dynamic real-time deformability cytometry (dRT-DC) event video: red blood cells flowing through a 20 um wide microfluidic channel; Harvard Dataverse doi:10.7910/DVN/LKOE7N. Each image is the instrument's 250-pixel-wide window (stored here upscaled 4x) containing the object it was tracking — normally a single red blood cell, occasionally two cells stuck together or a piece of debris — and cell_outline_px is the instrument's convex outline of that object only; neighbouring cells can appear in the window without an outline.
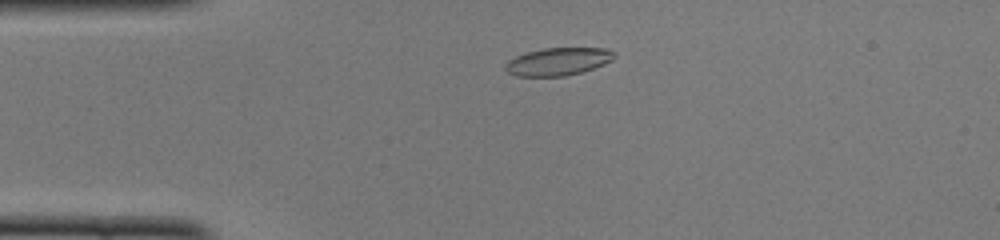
{"species": "common noctule bat (a hibernating species)", "species_latin": "Nyctalus noctula", "temperature_condition": "cold", "stored_images_in_passage": 45, "camera_frame_rate_fps": 3000, "um_per_image_px": 0.085, "animal": {"sex": "female", "body_mass_g": 22.0, "forearm_length_mm": 56.7}, "frame": {"image": 1, "passage_image": 6, "time_ms": 1.667, "image_size_px": [1000, 240], "cell_outline_px": [[616, 56], [612, 60], [604, 64], [580, 72], [564, 76], [516, 76], [508, 72], [504, 68], [508, 60], [516, 56], [528, 52], [544, 48], [604, 48], [612, 52]], "centroid_in_image_um": [47.41, 5.23], "position_along_channel_um": 37.6, "area_um2": 17.34}}
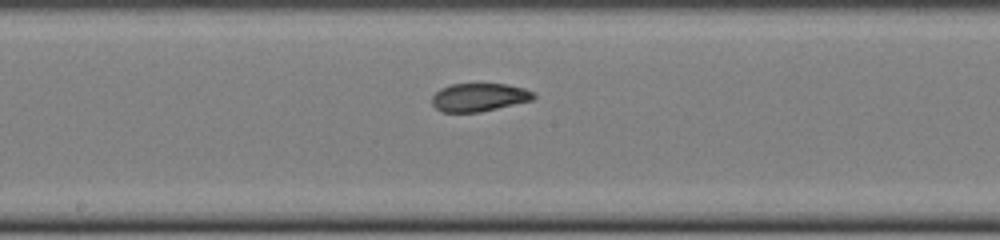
{"frame": {"image": 2, "passage_image": 21, "time_ms": 6.667, "image_size_px": [1000, 240], "cell_outline_px": [[536, 96], [532, 100], [480, 112], [444, 112], [436, 108], [432, 104], [432, 96], [440, 88], [452, 84], [508, 84], [524, 88], [536, 92]], "centroid_in_image_um": [40.74, 8.26], "position_along_channel_um": 207.5, "area_um2": 16.7}}
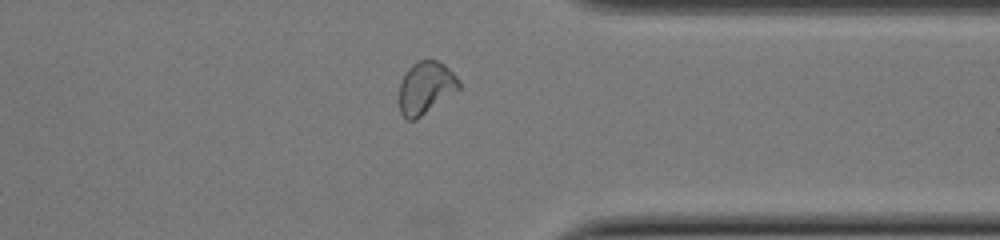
{"frame": {"image": 3, "passage_image": 34, "time_ms": 11.0, "image_size_px": [1000, 240], "cell_outline_px": [[460, 88], [416, 120], [408, 120], [400, 112], [400, 84], [408, 68], [412, 64], [420, 60], [436, 60], [444, 64], [460, 80]], "centroid_in_image_um": [36.19, 7.45], "position_along_channel_um": 375.2, "area_um2": 17.98}, "authors_computed_cell_mechanics": {"area_um2": 17.6868, "velocity_mm_per_s": 3.9813, "shape_relaxation_time_tau1_ms": 5.4927, "shape_relaxation_time_tau2_ms": 1.713, "deformation_change_tau1": 0.1604, "deformation_change_tau2": 0.07}}